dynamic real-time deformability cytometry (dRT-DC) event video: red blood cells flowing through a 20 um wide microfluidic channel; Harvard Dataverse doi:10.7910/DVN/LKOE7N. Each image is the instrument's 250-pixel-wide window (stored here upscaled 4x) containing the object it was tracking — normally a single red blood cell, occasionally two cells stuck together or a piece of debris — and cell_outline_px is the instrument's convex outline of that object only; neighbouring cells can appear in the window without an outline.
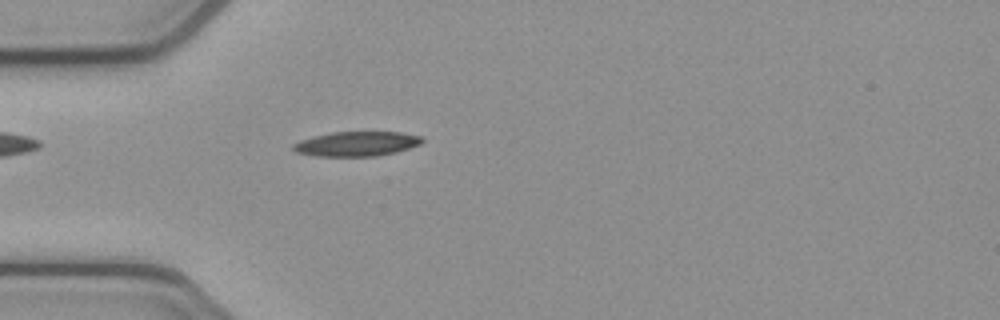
{"species": "common noctule bat (a hibernating species)", "species_latin": "Nyctalus noctula", "temperature_condition": "cold", "stored_images_in_passage": 24, "camera_frame_rate_fps": 3000, "um_per_image_px": 0.085, "animal": {"sex": "female", "body_mass_g": 21.9}, "frame": {"image": 1, "passage_image": 7, "time_ms": 2.0, "image_size_px": [1000, 320], "cell_outline_px": [[424, 140], [420, 144], [396, 152], [376, 156], [316, 156], [296, 152], [292, 148], [292, 144], [300, 140], [312, 136], [332, 132], [400, 132], [420, 136]], "centroid_in_image_um": [30.28, 12.22], "position_along_channel_um": 54.7, "area_um2": 18.5}}
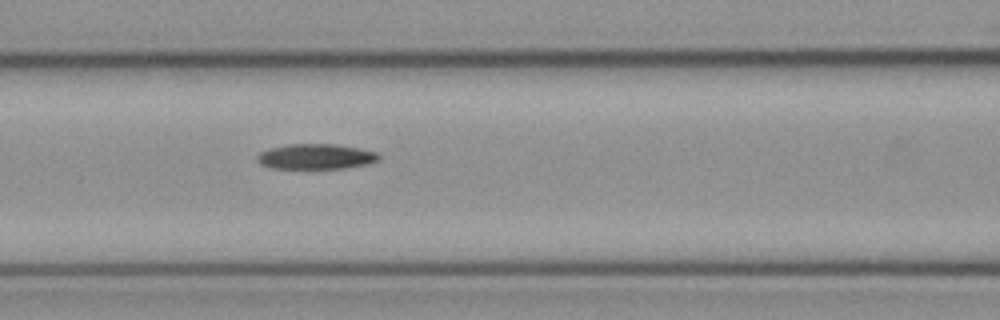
{"frame": {"image": 2, "passage_image": 14, "time_ms": 4.333, "image_size_px": [1000, 320], "cell_outline_px": [[380, 160], [368, 164], [344, 168], [272, 168], [260, 164], [256, 160], [256, 156], [260, 152], [268, 148], [288, 144], [336, 144], [376, 152], [380, 156]], "centroid_in_image_um": [26.82, 13.3], "position_along_channel_um": 139.8, "area_um2": 17.92}}
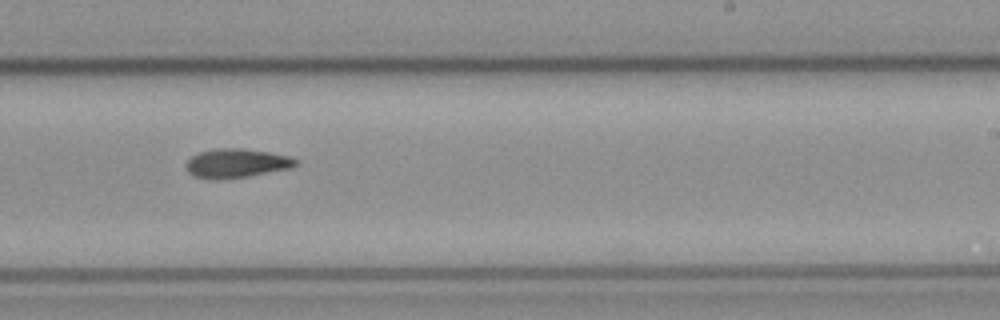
{"frame": {"image": 3, "passage_image": 24, "time_ms": 7.667, "image_size_px": [1000, 320], "cell_outline_px": [[296, 164], [292, 168], [248, 176], [196, 176], [188, 172], [184, 164], [192, 156], [200, 152], [220, 148], [240, 148], [268, 152], [292, 156], [296, 160]], "centroid_in_image_um": [20.16, 13.82], "position_along_channel_um": 268.8, "area_um2": 17.69}}